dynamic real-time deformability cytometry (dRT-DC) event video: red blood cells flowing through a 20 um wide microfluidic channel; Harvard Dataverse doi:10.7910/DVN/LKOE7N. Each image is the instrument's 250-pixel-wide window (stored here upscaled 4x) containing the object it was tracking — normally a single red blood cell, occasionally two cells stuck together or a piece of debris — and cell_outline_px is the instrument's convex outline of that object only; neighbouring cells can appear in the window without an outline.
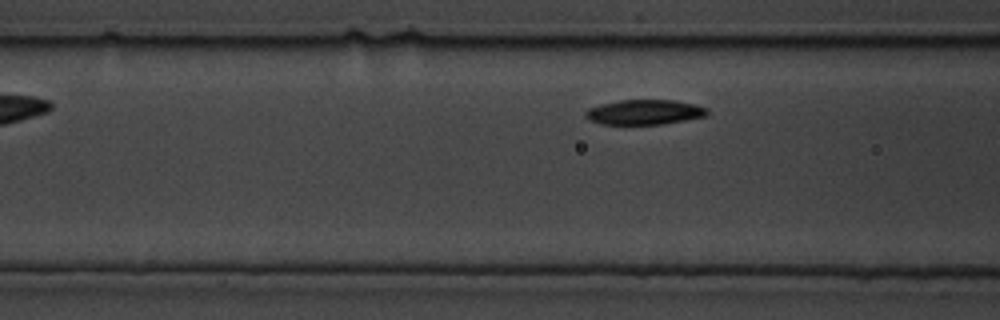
{"species": "common noctule bat (a hibernating species)", "species_latin": "Nyctalus noctula", "temperature_condition": "cold", "stored_images_in_passage": 6, "segment_of_instrument_passage": [2, 2], "camera_frame_rate_fps": 3000, "um_per_image_px": 0.085, "animal": {"sex": "male", "body_mass_g": 19.5, "forearm_length_mm": 54.6}, "frame": {"image": 1, "passage_image": 6, "time_ms": 1.667, "image_size_px": [1000, 320], "cell_outline_px": [[708, 112], [704, 116], [664, 124], [600, 124], [584, 116], [584, 112], [588, 108], [600, 104], [620, 100], [676, 100], [708, 108]], "centroid_in_image_um": [54.74, 9.53], "position_along_channel_um": 111.9, "area_um2": 17.57}}